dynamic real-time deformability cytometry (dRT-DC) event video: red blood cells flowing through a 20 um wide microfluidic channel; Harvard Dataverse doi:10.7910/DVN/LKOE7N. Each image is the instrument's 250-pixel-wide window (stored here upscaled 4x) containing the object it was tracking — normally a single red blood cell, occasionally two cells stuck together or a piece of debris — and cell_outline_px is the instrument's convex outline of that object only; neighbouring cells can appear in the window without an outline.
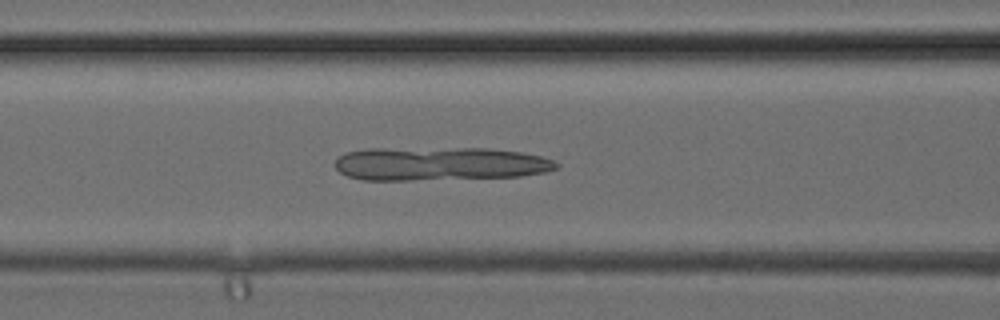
{"species": "common noctule bat (a hibernating species)", "species_latin": "Nyctalus noctula", "temperature_condition": "cold", "stored_images_in_passage": 37, "camera_frame_rate_fps": 3000, "um_per_image_px": 0.085, "animal": {"sex": "female", "body_mass_g": 24.6, "forearm_length_mm": 56.2}, "frame": {"image": 1, "passage_image": 15, "time_ms": 4.667, "image_size_px": [1000, 320], "cell_outline_px": [[560, 168], [544, 172], [520, 176], [408, 180], [364, 180], [348, 176], [340, 172], [332, 164], [344, 152], [368, 148], [492, 148], [520, 152], [540, 156], [552, 160], [560, 164]], "centroid_in_image_um": [37.35, 13.91], "position_along_channel_um": 129.3, "area_um2": 43.47}}
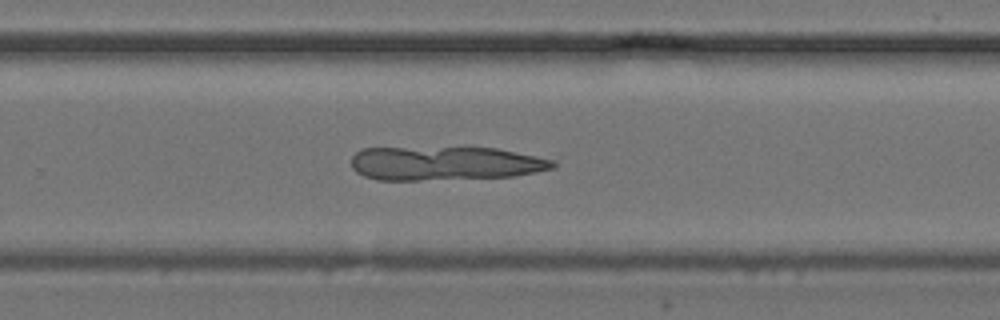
{"frame": {"image": 2, "passage_image": 24, "time_ms": 7.667, "image_size_px": [1000, 320], "cell_outline_px": [[556, 164], [552, 168], [536, 172], [516, 176], [420, 180], [376, 180], [364, 176], [356, 172], [352, 168], [352, 156], [360, 148], [496, 148], [552, 160]], "centroid_in_image_um": [37.76, 13.89], "position_along_channel_um": 292.0, "area_um2": 39.48}}
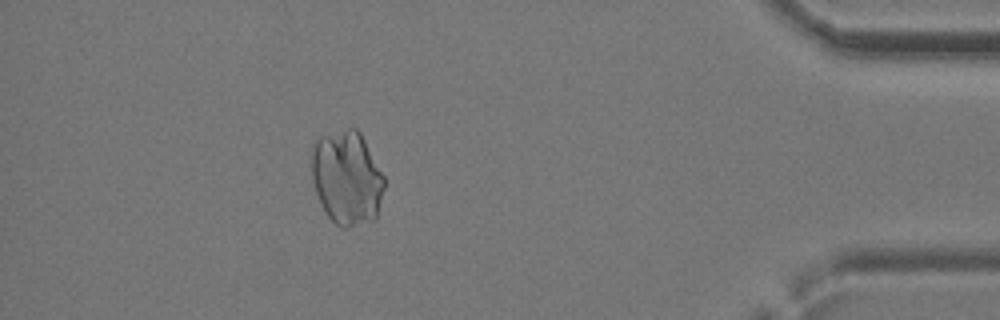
{"frame": {"image": 3, "passage_image": 33, "time_ms": 10.667, "image_size_px": [1000, 320], "cell_outline_px": [[384, 188], [376, 220], [348, 228], [340, 228], [328, 216], [316, 192], [312, 180], [312, 144], [320, 136], [348, 128], [356, 128], [360, 132], [384, 176]], "centroid_in_image_um": [29.49, 15.13], "position_along_channel_um": 405.7, "area_um2": 39.94}}